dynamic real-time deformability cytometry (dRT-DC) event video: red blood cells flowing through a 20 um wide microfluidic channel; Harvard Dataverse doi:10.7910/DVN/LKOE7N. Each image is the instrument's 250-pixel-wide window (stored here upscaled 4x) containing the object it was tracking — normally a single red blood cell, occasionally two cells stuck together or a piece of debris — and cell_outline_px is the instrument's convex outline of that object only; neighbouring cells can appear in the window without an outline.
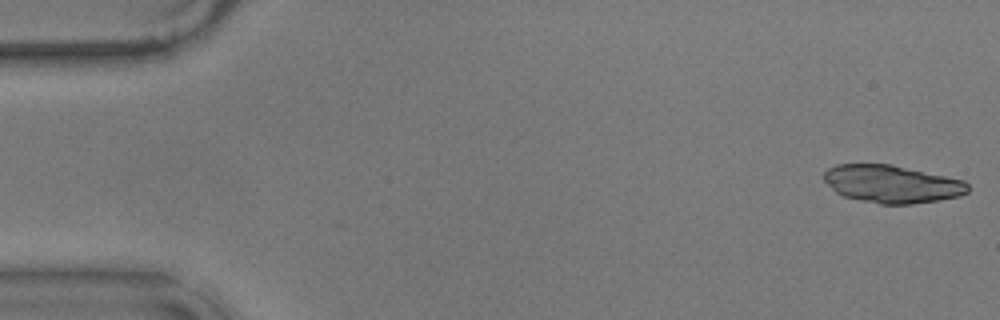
{"species": "common noctule bat (a hibernating species)", "species_latin": "Nyctalus noctula", "temperature_condition": "warm", "stored_images_in_passage": 15, "camera_frame_rate_fps": 3000, "um_per_image_px": 0.085, "animal": {"sex": "male", "body_mass_g": 17.9}, "frame": {"image": 1, "passage_image": 1, "time_ms": 0.0, "image_size_px": [1000, 320], "cell_outline_px": [[968, 192], [960, 196], [940, 200], [912, 204], [880, 204], [860, 200], [844, 196], [836, 192], [824, 180], [824, 172], [828, 168], [836, 164], [892, 164], [964, 180], [968, 184]], "centroid_in_image_um": [75.82, 15.64], "position_along_channel_um": 9.2, "area_um2": 31.67}}